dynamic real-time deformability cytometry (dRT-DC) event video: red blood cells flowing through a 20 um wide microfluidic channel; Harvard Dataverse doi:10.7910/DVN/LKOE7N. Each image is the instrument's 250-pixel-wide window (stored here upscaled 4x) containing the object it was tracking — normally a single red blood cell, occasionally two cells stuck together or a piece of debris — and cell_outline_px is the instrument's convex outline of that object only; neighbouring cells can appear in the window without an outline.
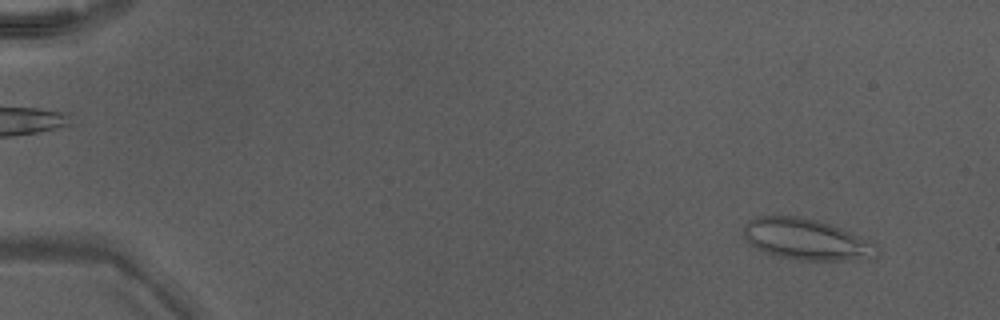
{"species": "Egyptian fruit bat (a non-hibernating species)", "species_latin": "Rousettus aegyptiacus", "temperature_condition": "warm", "stored_images_in_passage": 48, "camera_frame_rate_fps": 3000, "um_per_image_px": 0.085, "animal": {"sex": "male"}, "frame": {"image": 1, "passage_image": 4, "time_ms": 1.0, "image_size_px": [1000, 320], "cell_outline_px": [[880, 256], [876, 260], [804, 260], [780, 256], [764, 252], [756, 248], [744, 236], [744, 228], [748, 220], [756, 216], [796, 216], [816, 220], [828, 224], [848, 232], [876, 244], [880, 248]], "centroid_in_image_um": [68.61, 20.37], "position_along_channel_um": 16.4, "area_um2": 31.79}}
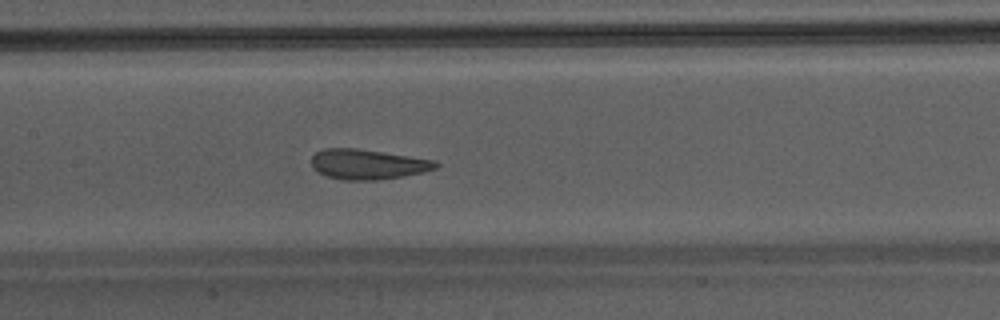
{"frame": {"image": 2, "passage_image": 25, "time_ms": 8.0, "image_size_px": [1000, 320], "cell_outline_px": [[440, 164], [436, 168], [424, 172], [380, 180], [344, 180], [328, 176], [312, 168], [312, 156], [316, 152], [324, 148], [356, 148], [436, 160]], "centroid_in_image_um": [31.28, 13.96], "position_along_channel_um": 176.1, "area_um2": 21.73}}
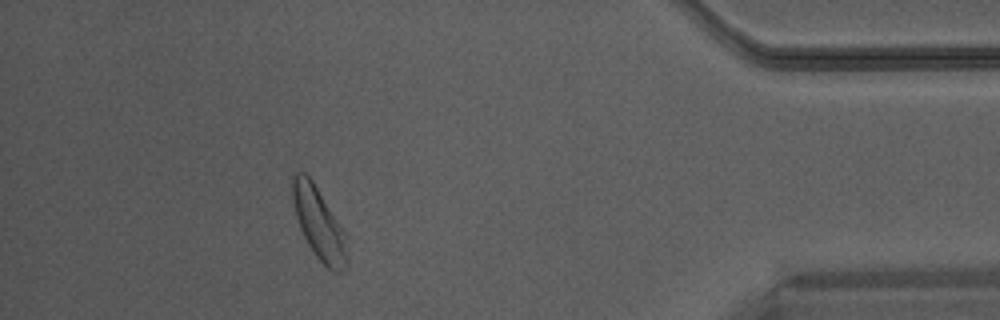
{"frame": {"image": 3, "passage_image": 44, "time_ms": 14.333, "image_size_px": [1000, 320], "cell_outline_px": [[348, 264], [340, 272], [332, 272], [316, 256], [308, 244], [300, 228], [296, 216], [292, 200], [292, 176], [296, 172], [304, 172], [312, 180], [344, 232], [348, 256]], "centroid_in_image_um": [27.1, 19.02], "position_along_channel_um": 408.1, "area_um2": 22.43}}